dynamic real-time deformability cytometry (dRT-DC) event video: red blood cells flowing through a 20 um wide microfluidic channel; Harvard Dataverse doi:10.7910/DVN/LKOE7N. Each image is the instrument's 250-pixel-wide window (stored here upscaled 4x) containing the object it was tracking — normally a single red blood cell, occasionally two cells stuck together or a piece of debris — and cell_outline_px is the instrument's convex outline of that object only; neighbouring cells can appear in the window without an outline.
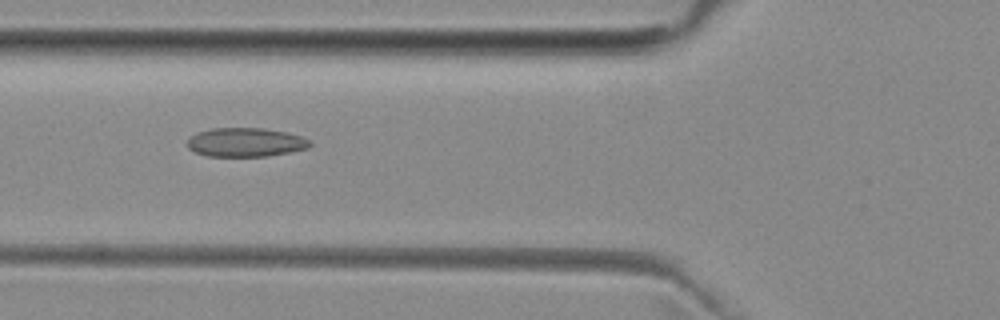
{"species": "common noctule bat (a hibernating species)", "species_latin": "Nyctalus noctula", "temperature_condition": "room temperature", "stored_images_in_passage": 8, "camera_frame_rate_fps": 3000, "um_per_image_px": 0.085, "animal": {"sex": "female", "body_mass_g": 29.2, "forearm_length_mm": 56.3}, "frame": {"image": 1, "passage_image": 5, "time_ms": 5.667, "image_size_px": [1000, 320], "cell_outline_px": [[312, 144], [308, 148], [268, 156], [208, 156], [196, 152], [188, 148], [188, 140], [196, 132], [212, 128], [264, 128], [288, 132], [312, 140]], "centroid_in_image_um": [20.9, 12.08], "position_along_channel_um": 104.9, "area_um2": 20.69}}
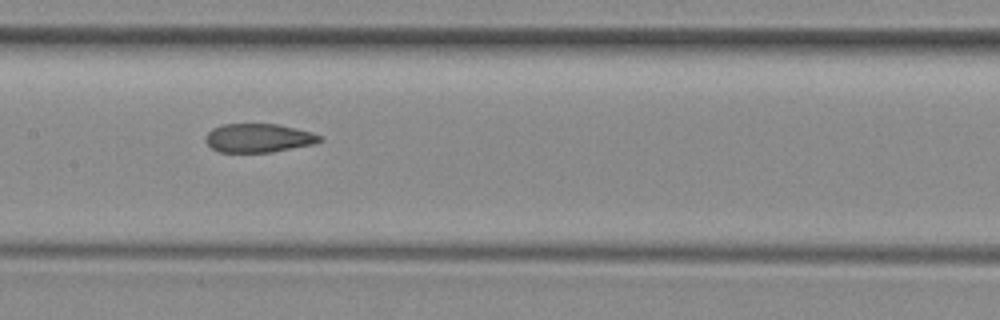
{"frame": {"image": 2, "passage_image": 7, "time_ms": 7.667, "image_size_px": [1000, 320], "cell_outline_px": [[320, 140], [312, 144], [272, 152], [220, 152], [212, 148], [204, 140], [204, 136], [212, 128], [224, 124], [276, 124], [312, 132], [320, 136]], "centroid_in_image_um": [21.91, 11.73], "position_along_channel_um": 185.5, "area_um2": 18.9}}
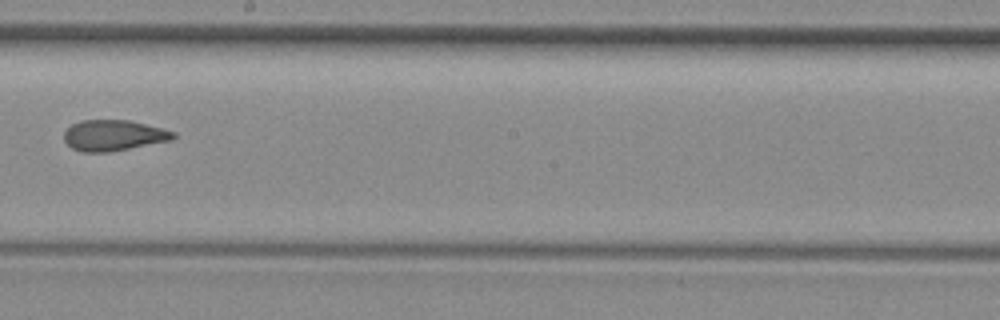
{"frame": {"image": 3, "passage_image": 8, "time_ms": 9.0, "image_size_px": [1000, 320], "cell_outline_px": [[176, 136], [172, 140], [108, 152], [84, 152], [72, 148], [64, 140], [64, 132], [72, 124], [80, 120], [128, 120], [164, 128], [176, 132]], "centroid_in_image_um": [9.67, 11.5], "position_along_channel_um": 238.5, "area_um2": 19.59}}